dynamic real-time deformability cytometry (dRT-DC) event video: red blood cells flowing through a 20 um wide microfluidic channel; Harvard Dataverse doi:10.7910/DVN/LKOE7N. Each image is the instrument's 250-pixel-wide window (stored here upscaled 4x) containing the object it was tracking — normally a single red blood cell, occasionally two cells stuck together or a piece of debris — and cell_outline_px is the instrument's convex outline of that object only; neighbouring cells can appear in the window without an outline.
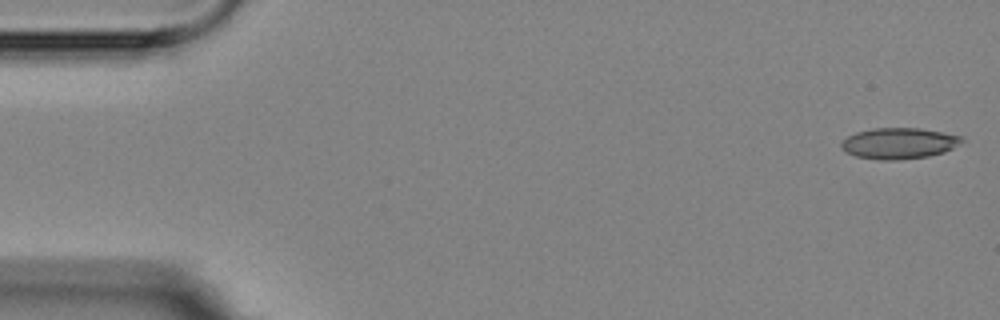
{"species": "Egyptian fruit bat (a non-hibernating species)", "species_latin": "Rousettus aegyptiacus", "temperature_condition": "room temperature", "stored_images_in_passage": 5, "camera_frame_rate_fps": 3000, "um_per_image_px": 0.085, "animal": {"sex": "female"}, "frame": {"image": 1, "passage_image": 1, "time_ms": 0.0, "image_size_px": [1000, 320], "cell_outline_px": [[964, 140], [952, 148], [944, 152], [928, 156], [896, 160], [880, 160], [856, 156], [840, 148], [840, 144], [848, 136], [856, 132], [872, 128], [920, 128], [960, 136]], "centroid_in_image_um": [76.38, 12.18], "position_along_channel_um": 8.6, "area_um2": 21.56}}
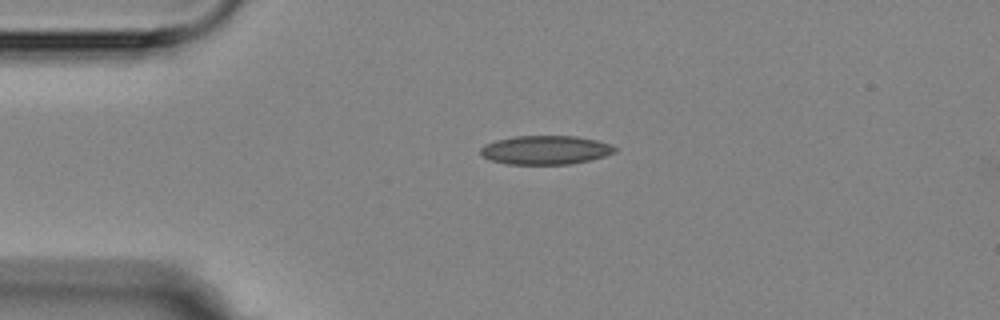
{"frame": {"image": 2, "passage_image": 4, "time_ms": 3.667, "image_size_px": [1000, 320], "cell_outline_px": [[616, 152], [604, 156], [588, 160], [568, 164], [508, 164], [488, 160], [480, 152], [480, 148], [496, 140], [516, 136], [576, 136], [596, 140], [612, 144], [616, 148]], "centroid_in_image_um": [46.38, 12.75], "position_along_channel_um": 38.6, "area_um2": 22.43}}